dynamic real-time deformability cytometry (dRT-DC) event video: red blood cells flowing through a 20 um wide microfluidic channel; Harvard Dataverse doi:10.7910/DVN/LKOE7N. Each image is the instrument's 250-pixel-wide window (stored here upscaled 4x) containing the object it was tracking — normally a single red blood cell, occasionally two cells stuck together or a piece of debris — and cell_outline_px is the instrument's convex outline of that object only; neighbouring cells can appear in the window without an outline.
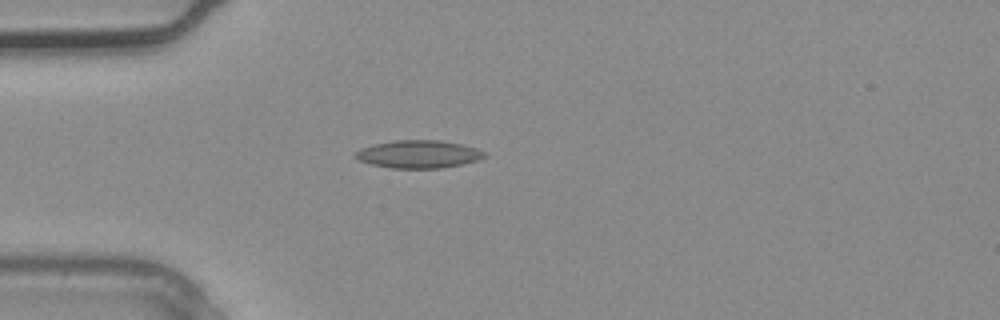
{"species": "common noctule bat (a hibernating species)", "species_latin": "Nyctalus noctula", "temperature_condition": "warm", "stored_images_in_passage": 3, "camera_frame_rate_fps": 3000, "um_per_image_px": 0.085, "animal": {"sex": "male", "body_mass_g": 20.4}, "frame": {"image": 1, "passage_image": 3, "time_ms": 0.667, "image_size_px": [1000, 320], "cell_outline_px": [[488, 152], [484, 156], [476, 160], [460, 164], [440, 168], [392, 168], [372, 164], [360, 160], [356, 156], [356, 152], [360, 148], [392, 140], [440, 140], [460, 144], [476, 148]], "centroid_in_image_um": [35.59, 13.09], "position_along_channel_um": 49.4, "area_um2": 20.58}}